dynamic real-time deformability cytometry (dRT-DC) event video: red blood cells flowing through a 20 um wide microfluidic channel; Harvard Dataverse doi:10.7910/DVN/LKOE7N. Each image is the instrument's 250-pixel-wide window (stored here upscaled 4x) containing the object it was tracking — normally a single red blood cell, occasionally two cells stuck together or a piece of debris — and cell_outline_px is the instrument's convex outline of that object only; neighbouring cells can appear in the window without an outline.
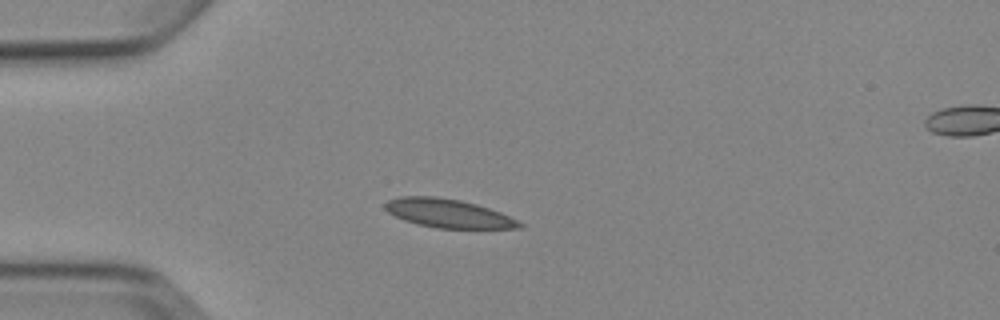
{"species": "Egyptian fruit bat (a non-hibernating species)", "species_latin": "Rousettus aegyptiacus", "temperature_condition": "cold", "stored_images_in_passage": 5, "camera_frame_rate_fps": 3000, "um_per_image_px": 0.085, "animal": {"sex": "female"}, "frame": {"image": 1, "passage_image": 4, "time_ms": 3.667, "image_size_px": [1000, 320], "cell_outline_px": [[524, 224], [520, 228], [436, 228], [416, 224], [404, 220], [388, 212], [384, 208], [384, 204], [388, 200], [400, 196], [436, 196], [460, 200], [476, 204], [500, 212]], "centroid_in_image_um": [38.05, 18.13], "position_along_channel_um": 46.9, "area_um2": 22.31}}